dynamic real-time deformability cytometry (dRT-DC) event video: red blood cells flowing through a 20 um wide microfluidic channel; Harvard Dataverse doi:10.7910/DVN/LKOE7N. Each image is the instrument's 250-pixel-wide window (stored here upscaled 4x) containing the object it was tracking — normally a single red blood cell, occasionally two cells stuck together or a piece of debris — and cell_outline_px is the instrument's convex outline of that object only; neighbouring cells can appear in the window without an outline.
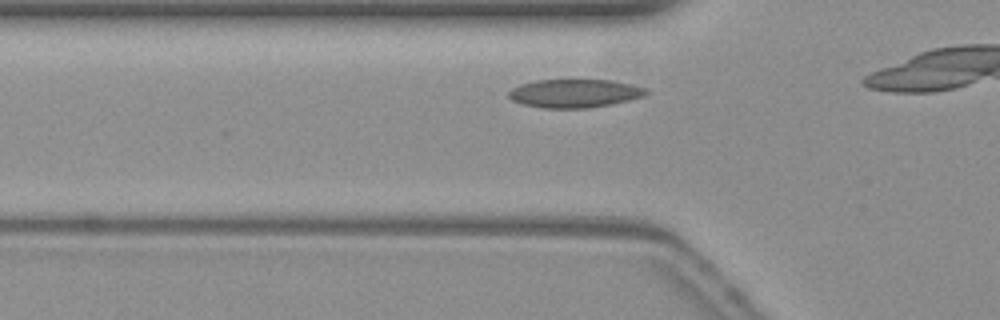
{"species": "common noctule bat (a hibernating species)", "species_latin": "Nyctalus noctula", "temperature_condition": "warm", "stored_images_in_passage": 12, "camera_frame_rate_fps": 3000, "um_per_image_px": 0.085, "animal": {"sex": "female", "body_mass_g": 19.3, "forearm_length_mm": 54.1}, "frame": {"image": 1, "passage_image": 6, "time_ms": 1.667, "image_size_px": [1000, 320], "cell_outline_px": [[648, 92], [644, 96], [612, 104], [588, 108], [540, 108], [524, 104], [512, 100], [508, 96], [508, 92], [512, 88], [520, 84], [536, 80], [608, 80], [648, 88]], "centroid_in_image_um": [48.82, 7.94], "position_along_channel_um": 77.0, "area_um2": 22.66}}
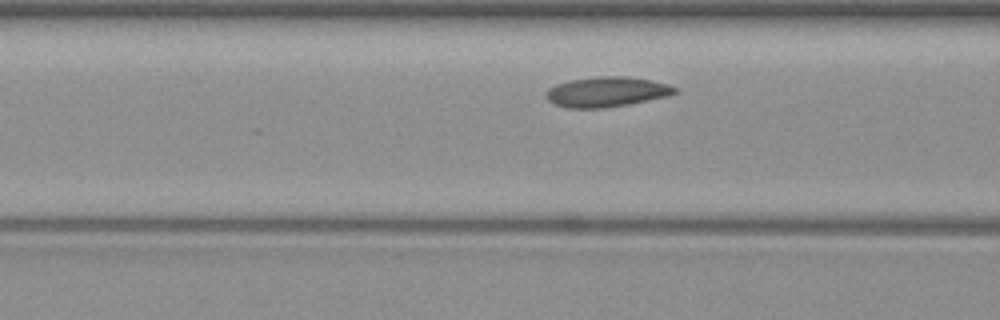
{"frame": {"image": 2, "passage_image": 9, "time_ms": 2.667, "image_size_px": [1000, 320], "cell_outline_px": [[680, 92], [668, 96], [628, 104], [604, 108], [568, 108], [556, 104], [548, 100], [544, 96], [544, 92], [548, 88], [556, 84], [568, 80], [596, 76], [624, 76], [652, 80], [668, 84], [680, 88]], "centroid_in_image_um": [51.58, 7.8], "position_along_channel_um": 115.0, "area_um2": 22.89}}